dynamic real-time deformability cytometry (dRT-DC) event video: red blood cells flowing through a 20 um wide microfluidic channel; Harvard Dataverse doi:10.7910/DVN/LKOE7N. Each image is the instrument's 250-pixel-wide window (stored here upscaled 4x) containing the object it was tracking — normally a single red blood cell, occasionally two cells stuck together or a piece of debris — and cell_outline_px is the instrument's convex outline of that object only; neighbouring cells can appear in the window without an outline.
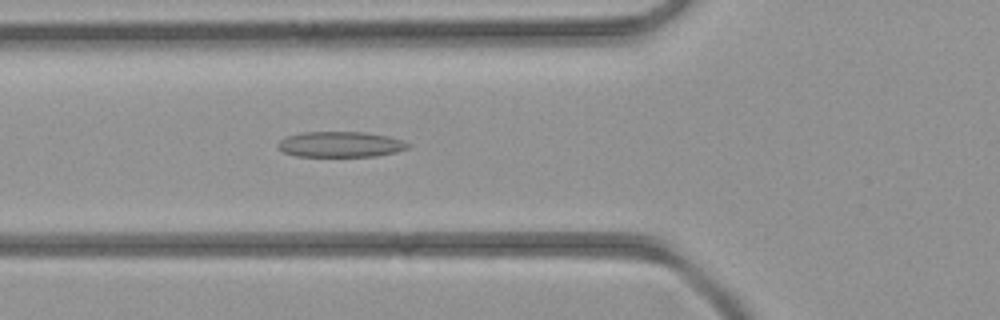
{"species": "common noctule bat (a hibernating species)", "species_latin": "Nyctalus noctula", "temperature_condition": "room temperature", "stored_images_in_passage": 45, "segment_of_instrument_passage": [1, 2], "camera_frame_rate_fps": 3000, "um_per_image_px": 0.085, "animal": {"sex": "female", "body_mass_g": 21.9}, "frame": {"image": 1, "passage_image": 16, "time_ms": 5.0, "image_size_px": [1000, 320], "cell_outline_px": [[412, 148], [396, 152], [376, 156], [296, 156], [284, 152], [276, 144], [280, 140], [288, 136], [300, 132], [364, 132], [388, 136], [404, 140], [412, 144]], "centroid_in_image_um": [29.01, 12.27], "position_along_channel_um": 96.8, "area_um2": 19.54}}
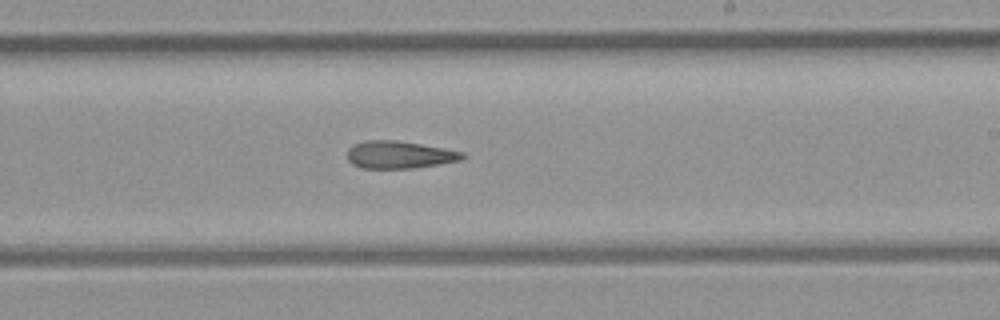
{"frame": {"image": 2, "passage_image": 26, "time_ms": 8.333, "image_size_px": [1000, 320], "cell_outline_px": [[468, 156], [460, 160], [416, 168], [360, 168], [352, 164], [348, 160], [348, 148], [364, 140], [396, 140], [444, 148], [464, 152]], "centroid_in_image_um": [33.96, 13.15], "position_along_channel_um": 255.0, "area_um2": 18.44}}
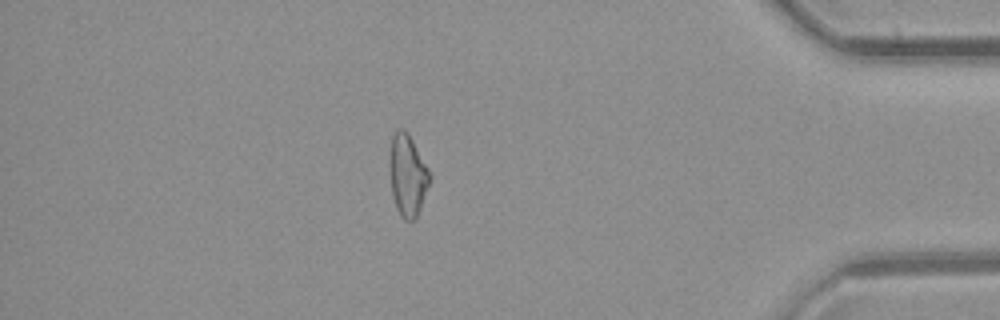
{"frame": {"image": 3, "passage_image": 38, "time_ms": 12.333, "image_size_px": [1000, 320], "cell_outline_px": [[432, 176], [416, 220], [404, 220], [400, 216], [396, 208], [392, 192], [392, 136], [400, 128], [404, 128], [408, 132], [428, 168]], "centroid_in_image_um": [34.7, 14.95], "position_along_channel_um": 400.5, "area_um2": 18.44}}